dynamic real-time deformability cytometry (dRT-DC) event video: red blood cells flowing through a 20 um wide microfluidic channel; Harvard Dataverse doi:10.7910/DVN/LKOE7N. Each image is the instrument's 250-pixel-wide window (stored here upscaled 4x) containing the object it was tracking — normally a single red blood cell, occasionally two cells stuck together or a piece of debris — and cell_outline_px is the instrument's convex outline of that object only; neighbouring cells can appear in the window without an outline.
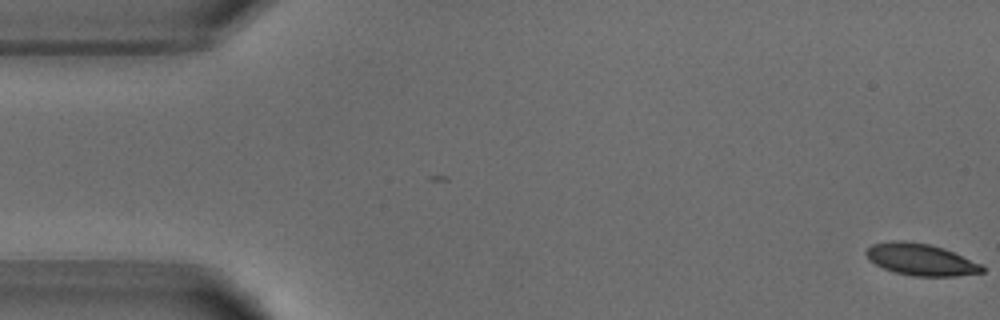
{"species": "common noctule bat (a hibernating species)", "species_latin": "Nyctalus noctula", "temperature_condition": "warm", "stored_images_in_passage": 50, "camera_frame_rate_fps": 3000, "um_per_image_px": 0.085, "animal": {"sex": "male", "body_mass_g": 18.8}, "frame": {"image": 1, "passage_image": 1, "time_ms": 0.0, "image_size_px": [1000, 320], "cell_outline_px": [[984, 272], [956, 276], [912, 276], [892, 272], [868, 260], [864, 252], [872, 244], [888, 240], [904, 240], [928, 244], [944, 248], [980, 264], [984, 268]], "centroid_in_image_um": [78.21, 22.05], "position_along_channel_um": 6.8, "area_um2": 21.56}}
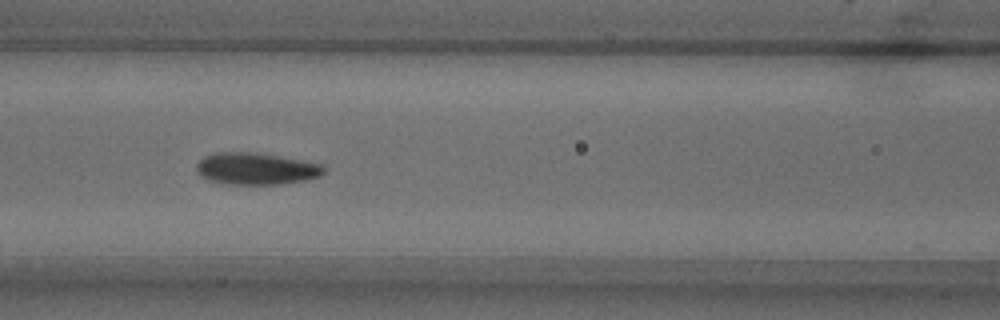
{"frame": {"image": 2, "passage_image": 22, "time_ms": 7.0, "image_size_px": [1000, 320], "cell_outline_px": [[324, 172], [320, 176], [304, 180], [280, 184], [228, 184], [208, 180], [200, 176], [196, 172], [196, 164], [204, 156], [216, 152], [256, 152], [324, 164]], "centroid_in_image_um": [21.74, 14.33], "position_along_channel_um": 144.9, "area_um2": 23.76}}
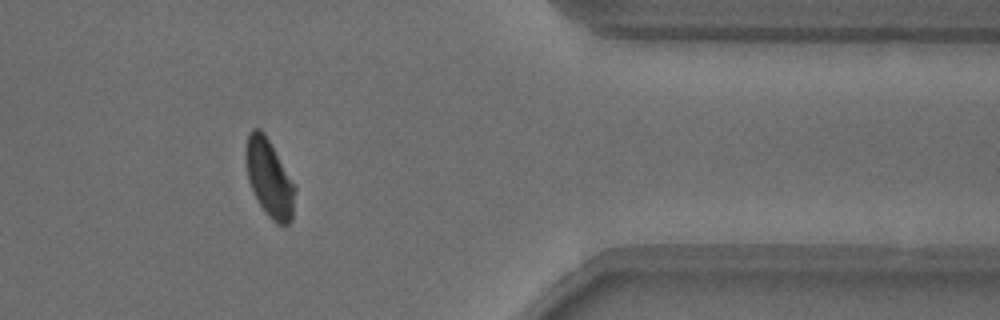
{"frame": {"image": 3, "passage_image": 43, "time_ms": 14.0, "image_size_px": [1000, 320], "cell_outline_px": [[296, 188], [292, 220], [288, 224], [276, 224], [264, 212], [248, 180], [244, 160], [244, 152], [248, 132], [252, 128], [260, 128], [264, 132], [296, 184]], "centroid_in_image_um": [22.89, 15.11], "position_along_channel_um": 388.5, "area_um2": 22.66}}